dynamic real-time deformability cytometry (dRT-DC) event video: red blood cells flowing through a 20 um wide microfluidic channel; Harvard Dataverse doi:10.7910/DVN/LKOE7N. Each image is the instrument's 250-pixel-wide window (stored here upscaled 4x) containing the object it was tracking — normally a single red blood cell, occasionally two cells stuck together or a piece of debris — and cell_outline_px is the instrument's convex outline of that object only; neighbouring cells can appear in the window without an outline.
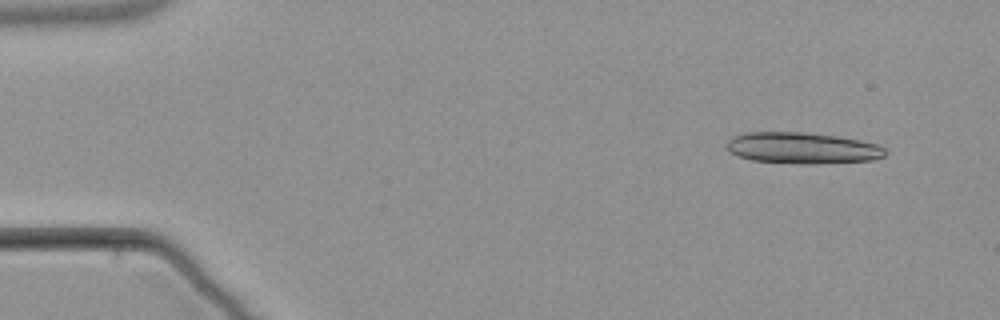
{"species": "common noctule bat (a hibernating species)", "species_latin": "Nyctalus noctula", "temperature_condition": "warm", "stored_images_in_passage": 6, "camera_frame_rate_fps": 3000, "um_per_image_px": 0.085, "animal": {"sex": "male", "body_mass_g": 21.5, "forearm_length_mm": 52.0}, "frame": {"image": 1, "passage_image": 2, "time_ms": 1.333, "image_size_px": [1000, 320], "cell_outline_px": [[888, 152], [884, 156], [872, 160], [816, 164], [800, 164], [752, 160], [736, 156], [728, 152], [724, 148], [728, 140], [732, 136], [744, 132], [800, 132], [836, 136], [860, 140], [876, 144], [884, 148]], "centroid_in_image_um": [68.13, 12.59], "position_along_channel_um": 16.9, "area_um2": 29.19}}
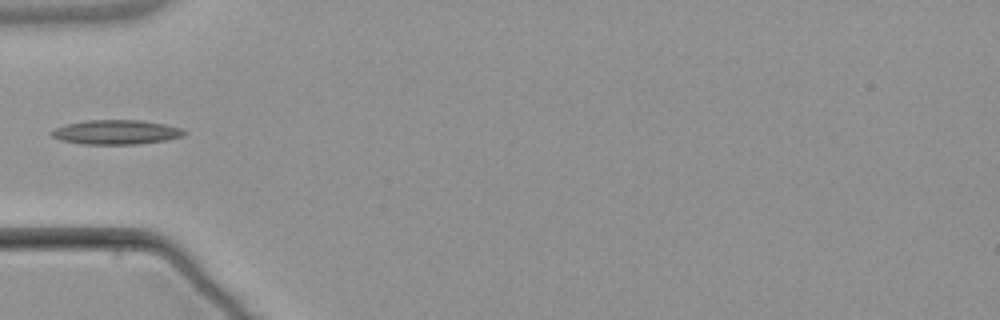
{"frame": {"image": 2, "passage_image": 6, "time_ms": 6.0, "image_size_px": [1000, 320], "cell_outline_px": [[188, 132], [184, 136], [164, 140], [136, 144], [84, 144], [60, 140], [52, 136], [48, 132], [56, 128], [68, 124], [84, 120], [140, 120], [164, 124], [180, 128]], "centroid_in_image_um": [9.86, 11.23], "position_along_channel_um": 75.1, "area_um2": 18.79}}